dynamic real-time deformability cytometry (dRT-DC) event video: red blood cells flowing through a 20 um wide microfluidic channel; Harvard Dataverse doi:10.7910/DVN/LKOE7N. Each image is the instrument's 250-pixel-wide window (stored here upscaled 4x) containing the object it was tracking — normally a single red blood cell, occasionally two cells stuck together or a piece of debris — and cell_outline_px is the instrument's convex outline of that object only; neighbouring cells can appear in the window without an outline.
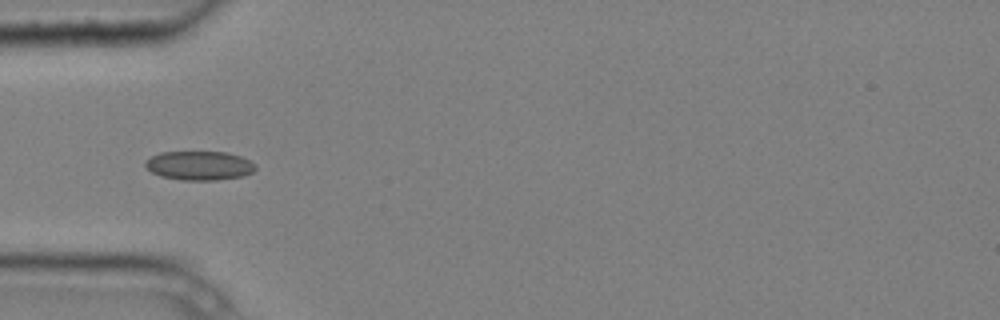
{"species": "common noctule bat (a hibernating species)", "species_latin": "Nyctalus noctula", "temperature_condition": "cold", "stored_images_in_passage": 6, "camera_frame_rate_fps": 3000, "um_per_image_px": 0.085, "animal": {"sex": "male", "body_mass_g": 20.4}, "frame": {"image": 1, "passage_image": 4, "time_ms": 1.0, "image_size_px": [1000, 320], "cell_outline_px": [[256, 168], [252, 172], [244, 176], [216, 180], [180, 180], [160, 176], [152, 172], [144, 164], [152, 156], [160, 152], [228, 152], [240, 156], [256, 164]], "centroid_in_image_um": [16.97, 14.08], "position_along_channel_um": 68.0, "area_um2": 18.61}}
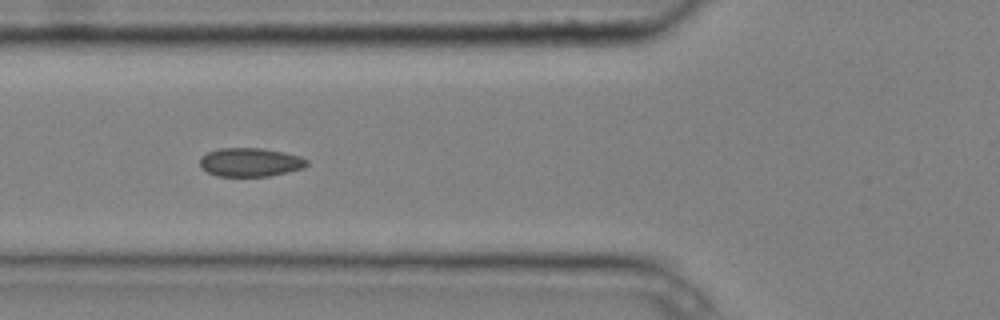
{"frame": {"image": 2, "passage_image": 5, "time_ms": 1.333, "image_size_px": [1000, 320], "cell_outline_px": [[308, 164], [304, 168], [288, 172], [268, 176], [216, 176], [208, 172], [200, 164], [200, 156], [208, 152], [220, 148], [260, 148], [284, 152], [300, 156], [308, 160]], "centroid_in_image_um": [21.29, 13.79], "position_along_channel_um": 104.5, "area_um2": 17.86}}
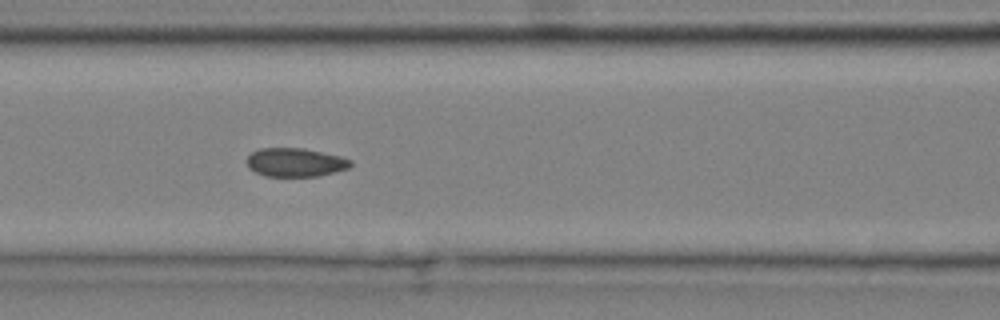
{"frame": {"image": 3, "passage_image": 6, "time_ms": 1.667, "image_size_px": [1000, 320], "cell_outline_px": [[352, 164], [348, 168], [320, 176], [264, 176], [248, 168], [248, 156], [252, 152], [260, 148], [304, 148], [340, 156], [352, 160]], "centroid_in_image_um": [25.11, 13.8], "position_along_channel_um": 141.5, "area_um2": 17.28}}